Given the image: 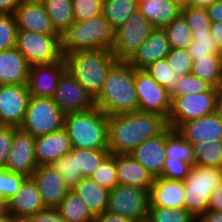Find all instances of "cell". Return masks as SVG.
Listing matches in <instances>:
<instances>
[{
    "label": "cell",
    "instance_id": "cell-1",
    "mask_svg": "<svg viewBox=\"0 0 222 222\" xmlns=\"http://www.w3.org/2000/svg\"><path fill=\"white\" fill-rule=\"evenodd\" d=\"M169 127L162 114L135 111L108 116V149L111 154H128L143 141Z\"/></svg>",
    "mask_w": 222,
    "mask_h": 222
},
{
    "label": "cell",
    "instance_id": "cell-2",
    "mask_svg": "<svg viewBox=\"0 0 222 222\" xmlns=\"http://www.w3.org/2000/svg\"><path fill=\"white\" fill-rule=\"evenodd\" d=\"M135 68L127 61H116L107 73L95 107L107 116L138 111V99L134 86Z\"/></svg>",
    "mask_w": 222,
    "mask_h": 222
},
{
    "label": "cell",
    "instance_id": "cell-3",
    "mask_svg": "<svg viewBox=\"0 0 222 222\" xmlns=\"http://www.w3.org/2000/svg\"><path fill=\"white\" fill-rule=\"evenodd\" d=\"M66 70L95 99L111 66L117 61L111 50H87L64 55Z\"/></svg>",
    "mask_w": 222,
    "mask_h": 222
},
{
    "label": "cell",
    "instance_id": "cell-4",
    "mask_svg": "<svg viewBox=\"0 0 222 222\" xmlns=\"http://www.w3.org/2000/svg\"><path fill=\"white\" fill-rule=\"evenodd\" d=\"M64 128L73 148L108 149V116L97 107L65 114Z\"/></svg>",
    "mask_w": 222,
    "mask_h": 222
},
{
    "label": "cell",
    "instance_id": "cell-5",
    "mask_svg": "<svg viewBox=\"0 0 222 222\" xmlns=\"http://www.w3.org/2000/svg\"><path fill=\"white\" fill-rule=\"evenodd\" d=\"M114 32L102 14L89 21L74 22L61 35L63 56L76 51L111 50Z\"/></svg>",
    "mask_w": 222,
    "mask_h": 222
},
{
    "label": "cell",
    "instance_id": "cell-6",
    "mask_svg": "<svg viewBox=\"0 0 222 222\" xmlns=\"http://www.w3.org/2000/svg\"><path fill=\"white\" fill-rule=\"evenodd\" d=\"M221 184L222 168L194 164L183 181L184 208L197 219L207 211L212 191Z\"/></svg>",
    "mask_w": 222,
    "mask_h": 222
},
{
    "label": "cell",
    "instance_id": "cell-7",
    "mask_svg": "<svg viewBox=\"0 0 222 222\" xmlns=\"http://www.w3.org/2000/svg\"><path fill=\"white\" fill-rule=\"evenodd\" d=\"M64 119L65 114L53 98L30 97L24 120L19 128L38 137L63 128Z\"/></svg>",
    "mask_w": 222,
    "mask_h": 222
},
{
    "label": "cell",
    "instance_id": "cell-8",
    "mask_svg": "<svg viewBox=\"0 0 222 222\" xmlns=\"http://www.w3.org/2000/svg\"><path fill=\"white\" fill-rule=\"evenodd\" d=\"M15 47L30 66L64 60L59 34H37L18 30Z\"/></svg>",
    "mask_w": 222,
    "mask_h": 222
},
{
    "label": "cell",
    "instance_id": "cell-9",
    "mask_svg": "<svg viewBox=\"0 0 222 222\" xmlns=\"http://www.w3.org/2000/svg\"><path fill=\"white\" fill-rule=\"evenodd\" d=\"M217 88L204 93H189L185 96H171V111L168 125L177 129L189 122L216 112Z\"/></svg>",
    "mask_w": 222,
    "mask_h": 222
},
{
    "label": "cell",
    "instance_id": "cell-10",
    "mask_svg": "<svg viewBox=\"0 0 222 222\" xmlns=\"http://www.w3.org/2000/svg\"><path fill=\"white\" fill-rule=\"evenodd\" d=\"M153 25L137 9L114 32L111 49L117 61H128L139 46L147 39Z\"/></svg>",
    "mask_w": 222,
    "mask_h": 222
},
{
    "label": "cell",
    "instance_id": "cell-11",
    "mask_svg": "<svg viewBox=\"0 0 222 222\" xmlns=\"http://www.w3.org/2000/svg\"><path fill=\"white\" fill-rule=\"evenodd\" d=\"M149 191L140 187L117 184L109 190L107 210L116 215L141 221L148 217Z\"/></svg>",
    "mask_w": 222,
    "mask_h": 222
},
{
    "label": "cell",
    "instance_id": "cell-12",
    "mask_svg": "<svg viewBox=\"0 0 222 222\" xmlns=\"http://www.w3.org/2000/svg\"><path fill=\"white\" fill-rule=\"evenodd\" d=\"M134 86L139 111L158 113L168 118L171 111V93L166 88L144 69H135Z\"/></svg>",
    "mask_w": 222,
    "mask_h": 222
},
{
    "label": "cell",
    "instance_id": "cell-13",
    "mask_svg": "<svg viewBox=\"0 0 222 222\" xmlns=\"http://www.w3.org/2000/svg\"><path fill=\"white\" fill-rule=\"evenodd\" d=\"M53 100L64 114L83 112L95 107L92 96L67 70L59 79Z\"/></svg>",
    "mask_w": 222,
    "mask_h": 222
},
{
    "label": "cell",
    "instance_id": "cell-14",
    "mask_svg": "<svg viewBox=\"0 0 222 222\" xmlns=\"http://www.w3.org/2000/svg\"><path fill=\"white\" fill-rule=\"evenodd\" d=\"M29 98L27 84L0 85V125L19 128L24 120Z\"/></svg>",
    "mask_w": 222,
    "mask_h": 222
},
{
    "label": "cell",
    "instance_id": "cell-15",
    "mask_svg": "<svg viewBox=\"0 0 222 222\" xmlns=\"http://www.w3.org/2000/svg\"><path fill=\"white\" fill-rule=\"evenodd\" d=\"M34 141V136L18 128L14 133L5 169L31 177L38 166Z\"/></svg>",
    "mask_w": 222,
    "mask_h": 222
},
{
    "label": "cell",
    "instance_id": "cell-16",
    "mask_svg": "<svg viewBox=\"0 0 222 222\" xmlns=\"http://www.w3.org/2000/svg\"><path fill=\"white\" fill-rule=\"evenodd\" d=\"M65 71V60L31 66L27 84L30 97L53 98L59 79Z\"/></svg>",
    "mask_w": 222,
    "mask_h": 222
},
{
    "label": "cell",
    "instance_id": "cell-17",
    "mask_svg": "<svg viewBox=\"0 0 222 222\" xmlns=\"http://www.w3.org/2000/svg\"><path fill=\"white\" fill-rule=\"evenodd\" d=\"M31 177L39 189L45 207H57L70 190L62 175L51 165L37 166Z\"/></svg>",
    "mask_w": 222,
    "mask_h": 222
},
{
    "label": "cell",
    "instance_id": "cell-18",
    "mask_svg": "<svg viewBox=\"0 0 222 222\" xmlns=\"http://www.w3.org/2000/svg\"><path fill=\"white\" fill-rule=\"evenodd\" d=\"M179 134L192 145L222 140V119L216 112L182 123Z\"/></svg>",
    "mask_w": 222,
    "mask_h": 222
},
{
    "label": "cell",
    "instance_id": "cell-19",
    "mask_svg": "<svg viewBox=\"0 0 222 222\" xmlns=\"http://www.w3.org/2000/svg\"><path fill=\"white\" fill-rule=\"evenodd\" d=\"M17 220H27L45 208L39 189L32 177H26L15 196L4 206Z\"/></svg>",
    "mask_w": 222,
    "mask_h": 222
},
{
    "label": "cell",
    "instance_id": "cell-20",
    "mask_svg": "<svg viewBox=\"0 0 222 222\" xmlns=\"http://www.w3.org/2000/svg\"><path fill=\"white\" fill-rule=\"evenodd\" d=\"M73 149L65 128L35 137L34 151L38 166L51 165Z\"/></svg>",
    "mask_w": 222,
    "mask_h": 222
},
{
    "label": "cell",
    "instance_id": "cell-21",
    "mask_svg": "<svg viewBox=\"0 0 222 222\" xmlns=\"http://www.w3.org/2000/svg\"><path fill=\"white\" fill-rule=\"evenodd\" d=\"M166 130L153 138L143 141L128 154L145 167L154 177L163 174L166 159Z\"/></svg>",
    "mask_w": 222,
    "mask_h": 222
},
{
    "label": "cell",
    "instance_id": "cell-22",
    "mask_svg": "<svg viewBox=\"0 0 222 222\" xmlns=\"http://www.w3.org/2000/svg\"><path fill=\"white\" fill-rule=\"evenodd\" d=\"M169 51L170 46L164 29L154 28L127 62L135 69H144L149 64L166 58Z\"/></svg>",
    "mask_w": 222,
    "mask_h": 222
},
{
    "label": "cell",
    "instance_id": "cell-23",
    "mask_svg": "<svg viewBox=\"0 0 222 222\" xmlns=\"http://www.w3.org/2000/svg\"><path fill=\"white\" fill-rule=\"evenodd\" d=\"M149 207L184 208L185 189L183 181L155 177L149 192Z\"/></svg>",
    "mask_w": 222,
    "mask_h": 222
},
{
    "label": "cell",
    "instance_id": "cell-24",
    "mask_svg": "<svg viewBox=\"0 0 222 222\" xmlns=\"http://www.w3.org/2000/svg\"><path fill=\"white\" fill-rule=\"evenodd\" d=\"M18 30L35 32L37 34H58L52 25L43 3L23 4L20 3L15 13Z\"/></svg>",
    "mask_w": 222,
    "mask_h": 222
},
{
    "label": "cell",
    "instance_id": "cell-25",
    "mask_svg": "<svg viewBox=\"0 0 222 222\" xmlns=\"http://www.w3.org/2000/svg\"><path fill=\"white\" fill-rule=\"evenodd\" d=\"M30 67L16 47L0 51V85L28 84Z\"/></svg>",
    "mask_w": 222,
    "mask_h": 222
},
{
    "label": "cell",
    "instance_id": "cell-26",
    "mask_svg": "<svg viewBox=\"0 0 222 222\" xmlns=\"http://www.w3.org/2000/svg\"><path fill=\"white\" fill-rule=\"evenodd\" d=\"M118 184L140 187L150 192L155 177L129 154H116Z\"/></svg>",
    "mask_w": 222,
    "mask_h": 222
},
{
    "label": "cell",
    "instance_id": "cell-27",
    "mask_svg": "<svg viewBox=\"0 0 222 222\" xmlns=\"http://www.w3.org/2000/svg\"><path fill=\"white\" fill-rule=\"evenodd\" d=\"M138 10L154 28H165L180 13L174 0H138Z\"/></svg>",
    "mask_w": 222,
    "mask_h": 222
},
{
    "label": "cell",
    "instance_id": "cell-28",
    "mask_svg": "<svg viewBox=\"0 0 222 222\" xmlns=\"http://www.w3.org/2000/svg\"><path fill=\"white\" fill-rule=\"evenodd\" d=\"M96 216L107 210L109 190L90 177H84L72 189Z\"/></svg>",
    "mask_w": 222,
    "mask_h": 222
},
{
    "label": "cell",
    "instance_id": "cell-29",
    "mask_svg": "<svg viewBox=\"0 0 222 222\" xmlns=\"http://www.w3.org/2000/svg\"><path fill=\"white\" fill-rule=\"evenodd\" d=\"M56 208L66 222H93L95 218L82 199L71 189Z\"/></svg>",
    "mask_w": 222,
    "mask_h": 222
},
{
    "label": "cell",
    "instance_id": "cell-30",
    "mask_svg": "<svg viewBox=\"0 0 222 222\" xmlns=\"http://www.w3.org/2000/svg\"><path fill=\"white\" fill-rule=\"evenodd\" d=\"M43 5L60 36L75 22L72 0H44Z\"/></svg>",
    "mask_w": 222,
    "mask_h": 222
},
{
    "label": "cell",
    "instance_id": "cell-31",
    "mask_svg": "<svg viewBox=\"0 0 222 222\" xmlns=\"http://www.w3.org/2000/svg\"><path fill=\"white\" fill-rule=\"evenodd\" d=\"M192 59V74L214 88L222 84V55H207V57Z\"/></svg>",
    "mask_w": 222,
    "mask_h": 222
},
{
    "label": "cell",
    "instance_id": "cell-32",
    "mask_svg": "<svg viewBox=\"0 0 222 222\" xmlns=\"http://www.w3.org/2000/svg\"><path fill=\"white\" fill-rule=\"evenodd\" d=\"M138 9V0H103L102 15L116 30Z\"/></svg>",
    "mask_w": 222,
    "mask_h": 222
},
{
    "label": "cell",
    "instance_id": "cell-33",
    "mask_svg": "<svg viewBox=\"0 0 222 222\" xmlns=\"http://www.w3.org/2000/svg\"><path fill=\"white\" fill-rule=\"evenodd\" d=\"M166 158L171 160H182L194 165L193 145L185 140L177 130L170 126L166 129Z\"/></svg>",
    "mask_w": 222,
    "mask_h": 222
},
{
    "label": "cell",
    "instance_id": "cell-34",
    "mask_svg": "<svg viewBox=\"0 0 222 222\" xmlns=\"http://www.w3.org/2000/svg\"><path fill=\"white\" fill-rule=\"evenodd\" d=\"M163 29L169 42V46L172 49H187L192 42L190 28L182 13Z\"/></svg>",
    "mask_w": 222,
    "mask_h": 222
},
{
    "label": "cell",
    "instance_id": "cell-35",
    "mask_svg": "<svg viewBox=\"0 0 222 222\" xmlns=\"http://www.w3.org/2000/svg\"><path fill=\"white\" fill-rule=\"evenodd\" d=\"M144 70L170 93L175 90L183 77L182 74L174 72L166 58L149 64Z\"/></svg>",
    "mask_w": 222,
    "mask_h": 222
},
{
    "label": "cell",
    "instance_id": "cell-36",
    "mask_svg": "<svg viewBox=\"0 0 222 222\" xmlns=\"http://www.w3.org/2000/svg\"><path fill=\"white\" fill-rule=\"evenodd\" d=\"M194 164L222 168V140L193 145Z\"/></svg>",
    "mask_w": 222,
    "mask_h": 222
},
{
    "label": "cell",
    "instance_id": "cell-37",
    "mask_svg": "<svg viewBox=\"0 0 222 222\" xmlns=\"http://www.w3.org/2000/svg\"><path fill=\"white\" fill-rule=\"evenodd\" d=\"M192 36H210L212 22L206 8L189 6L181 9Z\"/></svg>",
    "mask_w": 222,
    "mask_h": 222
},
{
    "label": "cell",
    "instance_id": "cell-38",
    "mask_svg": "<svg viewBox=\"0 0 222 222\" xmlns=\"http://www.w3.org/2000/svg\"><path fill=\"white\" fill-rule=\"evenodd\" d=\"M109 153V149L76 148L77 171H81L83 177H89Z\"/></svg>",
    "mask_w": 222,
    "mask_h": 222
},
{
    "label": "cell",
    "instance_id": "cell-39",
    "mask_svg": "<svg viewBox=\"0 0 222 222\" xmlns=\"http://www.w3.org/2000/svg\"><path fill=\"white\" fill-rule=\"evenodd\" d=\"M51 166L63 177L65 184L72 189L84 177L81 171H77L76 148H73L67 155H63L53 162Z\"/></svg>",
    "mask_w": 222,
    "mask_h": 222
},
{
    "label": "cell",
    "instance_id": "cell-40",
    "mask_svg": "<svg viewBox=\"0 0 222 222\" xmlns=\"http://www.w3.org/2000/svg\"><path fill=\"white\" fill-rule=\"evenodd\" d=\"M89 177L100 186L112 190L118 184L116 154L109 153Z\"/></svg>",
    "mask_w": 222,
    "mask_h": 222
},
{
    "label": "cell",
    "instance_id": "cell-41",
    "mask_svg": "<svg viewBox=\"0 0 222 222\" xmlns=\"http://www.w3.org/2000/svg\"><path fill=\"white\" fill-rule=\"evenodd\" d=\"M25 178L23 174L0 168V206H4L16 195Z\"/></svg>",
    "mask_w": 222,
    "mask_h": 222
},
{
    "label": "cell",
    "instance_id": "cell-42",
    "mask_svg": "<svg viewBox=\"0 0 222 222\" xmlns=\"http://www.w3.org/2000/svg\"><path fill=\"white\" fill-rule=\"evenodd\" d=\"M147 219L150 222H196L185 208L149 207Z\"/></svg>",
    "mask_w": 222,
    "mask_h": 222
},
{
    "label": "cell",
    "instance_id": "cell-43",
    "mask_svg": "<svg viewBox=\"0 0 222 222\" xmlns=\"http://www.w3.org/2000/svg\"><path fill=\"white\" fill-rule=\"evenodd\" d=\"M192 58H203L207 55H222L215 40L210 36H192V42L186 49Z\"/></svg>",
    "mask_w": 222,
    "mask_h": 222
},
{
    "label": "cell",
    "instance_id": "cell-44",
    "mask_svg": "<svg viewBox=\"0 0 222 222\" xmlns=\"http://www.w3.org/2000/svg\"><path fill=\"white\" fill-rule=\"evenodd\" d=\"M75 22L89 21L102 14L103 0H72Z\"/></svg>",
    "mask_w": 222,
    "mask_h": 222
},
{
    "label": "cell",
    "instance_id": "cell-45",
    "mask_svg": "<svg viewBox=\"0 0 222 222\" xmlns=\"http://www.w3.org/2000/svg\"><path fill=\"white\" fill-rule=\"evenodd\" d=\"M214 87L208 82L190 73L183 75L171 96H185L189 93H204L211 91Z\"/></svg>",
    "mask_w": 222,
    "mask_h": 222
},
{
    "label": "cell",
    "instance_id": "cell-46",
    "mask_svg": "<svg viewBox=\"0 0 222 222\" xmlns=\"http://www.w3.org/2000/svg\"><path fill=\"white\" fill-rule=\"evenodd\" d=\"M17 32L14 14H0V51L15 47Z\"/></svg>",
    "mask_w": 222,
    "mask_h": 222
},
{
    "label": "cell",
    "instance_id": "cell-47",
    "mask_svg": "<svg viewBox=\"0 0 222 222\" xmlns=\"http://www.w3.org/2000/svg\"><path fill=\"white\" fill-rule=\"evenodd\" d=\"M168 64L175 73L182 75L190 74L193 66V59L186 49H172L166 57Z\"/></svg>",
    "mask_w": 222,
    "mask_h": 222
},
{
    "label": "cell",
    "instance_id": "cell-48",
    "mask_svg": "<svg viewBox=\"0 0 222 222\" xmlns=\"http://www.w3.org/2000/svg\"><path fill=\"white\" fill-rule=\"evenodd\" d=\"M190 168L191 165L182 160L166 158L161 177L169 180L184 181L188 176Z\"/></svg>",
    "mask_w": 222,
    "mask_h": 222
},
{
    "label": "cell",
    "instance_id": "cell-49",
    "mask_svg": "<svg viewBox=\"0 0 222 222\" xmlns=\"http://www.w3.org/2000/svg\"><path fill=\"white\" fill-rule=\"evenodd\" d=\"M17 127L0 125V168H5Z\"/></svg>",
    "mask_w": 222,
    "mask_h": 222
},
{
    "label": "cell",
    "instance_id": "cell-50",
    "mask_svg": "<svg viewBox=\"0 0 222 222\" xmlns=\"http://www.w3.org/2000/svg\"><path fill=\"white\" fill-rule=\"evenodd\" d=\"M28 222H66L56 207H45L27 219Z\"/></svg>",
    "mask_w": 222,
    "mask_h": 222
},
{
    "label": "cell",
    "instance_id": "cell-51",
    "mask_svg": "<svg viewBox=\"0 0 222 222\" xmlns=\"http://www.w3.org/2000/svg\"><path fill=\"white\" fill-rule=\"evenodd\" d=\"M207 210L222 212V184L212 191Z\"/></svg>",
    "mask_w": 222,
    "mask_h": 222
},
{
    "label": "cell",
    "instance_id": "cell-52",
    "mask_svg": "<svg viewBox=\"0 0 222 222\" xmlns=\"http://www.w3.org/2000/svg\"><path fill=\"white\" fill-rule=\"evenodd\" d=\"M93 222H134L129 218L121 215H116L109 211H104L102 214L96 215Z\"/></svg>",
    "mask_w": 222,
    "mask_h": 222
},
{
    "label": "cell",
    "instance_id": "cell-53",
    "mask_svg": "<svg viewBox=\"0 0 222 222\" xmlns=\"http://www.w3.org/2000/svg\"><path fill=\"white\" fill-rule=\"evenodd\" d=\"M212 23L222 22V0H216L207 8Z\"/></svg>",
    "mask_w": 222,
    "mask_h": 222
},
{
    "label": "cell",
    "instance_id": "cell-54",
    "mask_svg": "<svg viewBox=\"0 0 222 222\" xmlns=\"http://www.w3.org/2000/svg\"><path fill=\"white\" fill-rule=\"evenodd\" d=\"M19 5V0H0V14H14Z\"/></svg>",
    "mask_w": 222,
    "mask_h": 222
},
{
    "label": "cell",
    "instance_id": "cell-55",
    "mask_svg": "<svg viewBox=\"0 0 222 222\" xmlns=\"http://www.w3.org/2000/svg\"><path fill=\"white\" fill-rule=\"evenodd\" d=\"M196 222H222V212L207 210L196 219Z\"/></svg>",
    "mask_w": 222,
    "mask_h": 222
},
{
    "label": "cell",
    "instance_id": "cell-56",
    "mask_svg": "<svg viewBox=\"0 0 222 222\" xmlns=\"http://www.w3.org/2000/svg\"><path fill=\"white\" fill-rule=\"evenodd\" d=\"M210 35L222 51V22L212 23Z\"/></svg>",
    "mask_w": 222,
    "mask_h": 222
},
{
    "label": "cell",
    "instance_id": "cell-57",
    "mask_svg": "<svg viewBox=\"0 0 222 222\" xmlns=\"http://www.w3.org/2000/svg\"><path fill=\"white\" fill-rule=\"evenodd\" d=\"M216 114L222 119V84L217 87Z\"/></svg>",
    "mask_w": 222,
    "mask_h": 222
},
{
    "label": "cell",
    "instance_id": "cell-58",
    "mask_svg": "<svg viewBox=\"0 0 222 222\" xmlns=\"http://www.w3.org/2000/svg\"><path fill=\"white\" fill-rule=\"evenodd\" d=\"M16 218L3 206H0V222H16Z\"/></svg>",
    "mask_w": 222,
    "mask_h": 222
},
{
    "label": "cell",
    "instance_id": "cell-59",
    "mask_svg": "<svg viewBox=\"0 0 222 222\" xmlns=\"http://www.w3.org/2000/svg\"><path fill=\"white\" fill-rule=\"evenodd\" d=\"M216 0H191V6L199 8H208Z\"/></svg>",
    "mask_w": 222,
    "mask_h": 222
},
{
    "label": "cell",
    "instance_id": "cell-60",
    "mask_svg": "<svg viewBox=\"0 0 222 222\" xmlns=\"http://www.w3.org/2000/svg\"><path fill=\"white\" fill-rule=\"evenodd\" d=\"M174 1L181 9L191 6V0H174Z\"/></svg>",
    "mask_w": 222,
    "mask_h": 222
},
{
    "label": "cell",
    "instance_id": "cell-61",
    "mask_svg": "<svg viewBox=\"0 0 222 222\" xmlns=\"http://www.w3.org/2000/svg\"><path fill=\"white\" fill-rule=\"evenodd\" d=\"M19 2L23 4H39L43 3L44 0H19Z\"/></svg>",
    "mask_w": 222,
    "mask_h": 222
},
{
    "label": "cell",
    "instance_id": "cell-62",
    "mask_svg": "<svg viewBox=\"0 0 222 222\" xmlns=\"http://www.w3.org/2000/svg\"><path fill=\"white\" fill-rule=\"evenodd\" d=\"M134 222H150V221L146 218V219H143L141 221H134Z\"/></svg>",
    "mask_w": 222,
    "mask_h": 222
},
{
    "label": "cell",
    "instance_id": "cell-63",
    "mask_svg": "<svg viewBox=\"0 0 222 222\" xmlns=\"http://www.w3.org/2000/svg\"><path fill=\"white\" fill-rule=\"evenodd\" d=\"M16 222H28L27 220H16Z\"/></svg>",
    "mask_w": 222,
    "mask_h": 222
}]
</instances>
